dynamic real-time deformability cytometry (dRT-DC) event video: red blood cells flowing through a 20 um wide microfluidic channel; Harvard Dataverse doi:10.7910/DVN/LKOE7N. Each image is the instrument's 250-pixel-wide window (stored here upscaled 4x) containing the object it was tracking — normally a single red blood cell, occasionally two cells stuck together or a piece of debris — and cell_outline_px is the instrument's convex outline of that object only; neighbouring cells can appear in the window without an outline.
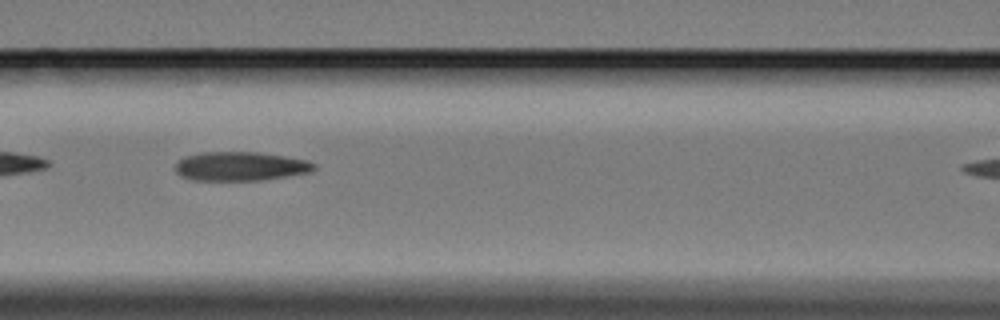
{"species": "Egyptian fruit bat (a non-hibernating species)", "species_latin": "Rousettus aegyptiacus", "temperature_condition": "cold", "stored_images_in_passage": 30, "camera_frame_rate_fps": 3000, "um_per_image_px": 0.085, "animal": {"sex": "female"}, "frame": {"image": 1, "passage_image": 7, "time_ms": 2.0, "image_size_px": [1000, 320], "cell_outline_px": [[316, 168], [312, 172], [260, 180], [192, 180], [180, 176], [176, 172], [176, 164], [184, 156], [200, 152], [260, 152], [308, 160], [316, 164]], "centroid_in_image_um": [20.45, 14.13], "position_along_channel_um": 146.2, "area_um2": 23.52}}
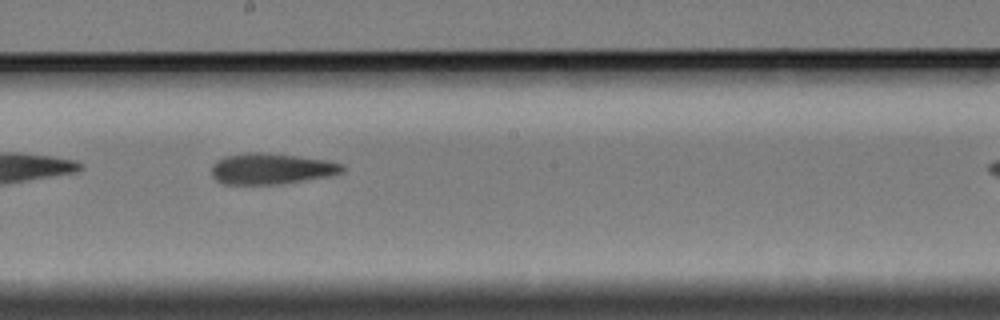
{"frame": {"image": 2, "passage_image": 14, "time_ms": 4.333, "image_size_px": [1000, 320], "cell_outline_px": [[344, 172], [328, 176], [276, 184], [224, 184], [216, 180], [212, 176], [212, 164], [216, 160], [224, 156], [248, 152], [260, 152], [296, 156], [328, 160], [344, 164]], "centroid_in_image_um": [23.04, 14.33], "position_along_channel_um": 225.2, "area_um2": 23.52}}
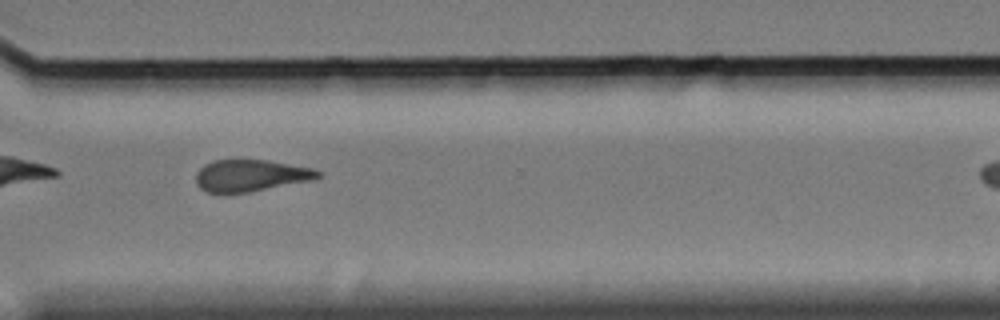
{"frame": {"image": 3, "passage_image": 25, "time_ms": 8.0, "image_size_px": [1000, 320], "cell_outline_px": [[320, 176], [308, 180], [248, 192], [208, 192], [200, 188], [196, 184], [196, 172], [204, 164], [212, 160], [268, 160], [312, 168], [320, 172]], "centroid_in_image_um": [21.24, 14.9], "position_along_channel_um": 349.4, "area_um2": 22.14}}